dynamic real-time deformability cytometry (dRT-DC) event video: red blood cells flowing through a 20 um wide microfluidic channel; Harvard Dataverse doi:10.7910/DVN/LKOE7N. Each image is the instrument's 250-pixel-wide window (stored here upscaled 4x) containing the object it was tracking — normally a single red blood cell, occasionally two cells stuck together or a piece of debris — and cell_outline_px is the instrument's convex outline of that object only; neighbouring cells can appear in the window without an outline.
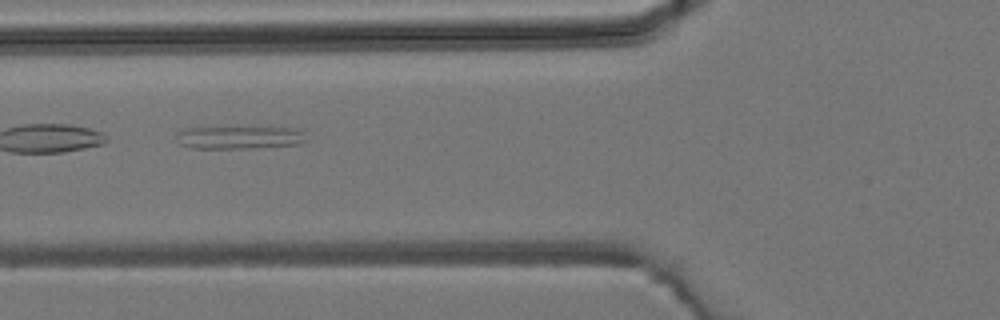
{"species": "common noctule bat (a hibernating species)", "species_latin": "Nyctalus noctula", "temperature_condition": "room temperature", "stored_images_in_passage": 4, "camera_frame_rate_fps": 3000, "um_per_image_px": 0.085, "animal": {"sex": "male", "body_mass_g": 19.2, "forearm_length_mm": 51.8}, "frame": {"image": 1, "passage_image": 4, "time_ms": 4.667, "image_size_px": [1000, 320], "cell_outline_px": [[308, 140], [300, 144], [248, 148], [192, 148], [180, 144], [176, 140], [176, 132], [184, 128], [292, 128], [304, 132]], "centroid_in_image_um": [20.33, 11.69], "position_along_channel_um": 105.5, "area_um2": 17.11}}